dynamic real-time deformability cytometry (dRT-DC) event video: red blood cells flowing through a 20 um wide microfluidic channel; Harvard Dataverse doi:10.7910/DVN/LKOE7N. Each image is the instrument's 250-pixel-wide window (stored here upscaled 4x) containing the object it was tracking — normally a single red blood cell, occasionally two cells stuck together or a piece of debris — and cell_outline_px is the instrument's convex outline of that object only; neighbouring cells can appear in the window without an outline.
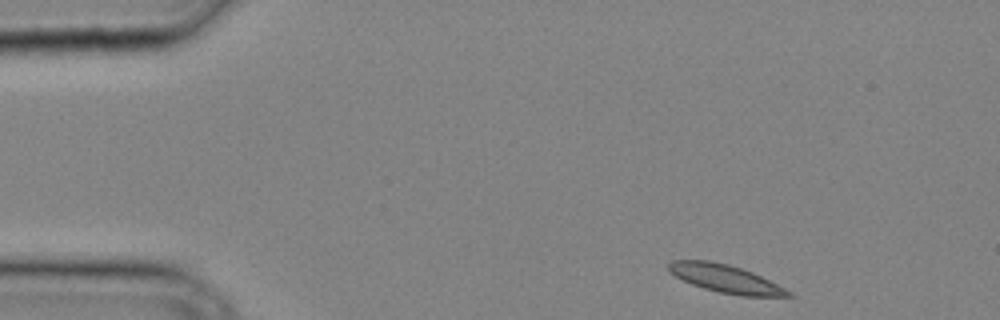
{"species": "common noctule bat (a hibernating species)", "species_latin": "Nyctalus noctula", "temperature_condition": "cold", "stored_images_in_passage": 31, "camera_frame_rate_fps": 3000, "um_per_image_px": 0.085, "animal": {"sex": "male", "body_mass_g": 20.4}, "frame": {"image": 1, "passage_image": 1, "time_ms": 0.0, "image_size_px": [1000, 320], "cell_outline_px": [[796, 296], [740, 296], [720, 292], [704, 288], [692, 284], [668, 272], [668, 264], [672, 260], [708, 260], [728, 264], [752, 272], [792, 292]], "centroid_in_image_um": [61.65, 23.68], "position_along_channel_um": 23.4, "area_um2": 19.25}}
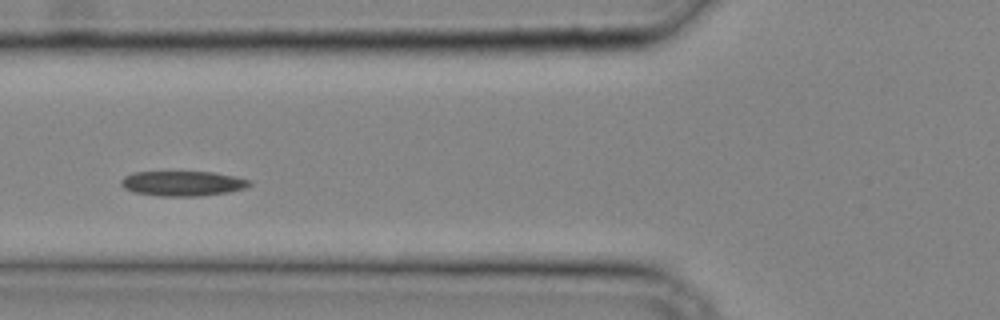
{"frame": {"image": 2, "passage_image": 10, "time_ms": 3.0, "image_size_px": [1000, 320], "cell_outline_px": [[252, 184], [244, 188], [228, 192], [200, 196], [160, 196], [136, 192], [124, 188], [120, 184], [120, 180], [124, 176], [132, 172], [212, 172], [252, 180]], "centroid_in_image_um": [15.51, 15.59], "position_along_channel_um": 110.3, "area_um2": 18.61}}
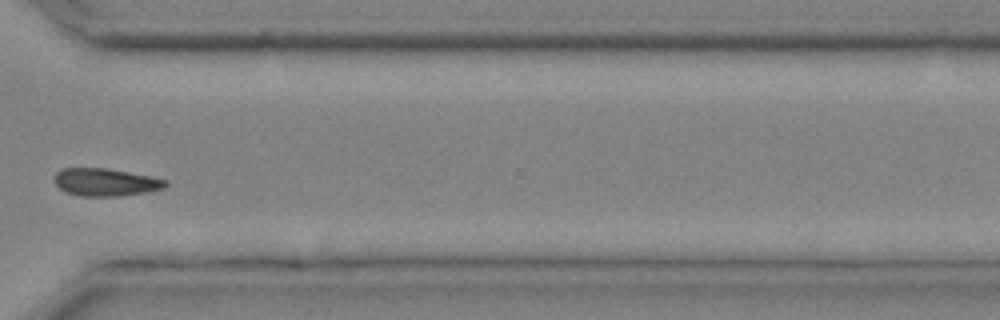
{"frame": {"image": 3, "passage_image": 24, "time_ms": 7.667, "image_size_px": [1000, 320], "cell_outline_px": [[168, 184], [164, 188], [144, 192], [120, 196], [80, 196], [64, 192], [52, 180], [56, 172], [60, 168], [108, 168], [152, 176], [168, 180]], "centroid_in_image_um": [8.95, 15.48], "position_along_channel_um": 361.7, "area_um2": 18.15}}